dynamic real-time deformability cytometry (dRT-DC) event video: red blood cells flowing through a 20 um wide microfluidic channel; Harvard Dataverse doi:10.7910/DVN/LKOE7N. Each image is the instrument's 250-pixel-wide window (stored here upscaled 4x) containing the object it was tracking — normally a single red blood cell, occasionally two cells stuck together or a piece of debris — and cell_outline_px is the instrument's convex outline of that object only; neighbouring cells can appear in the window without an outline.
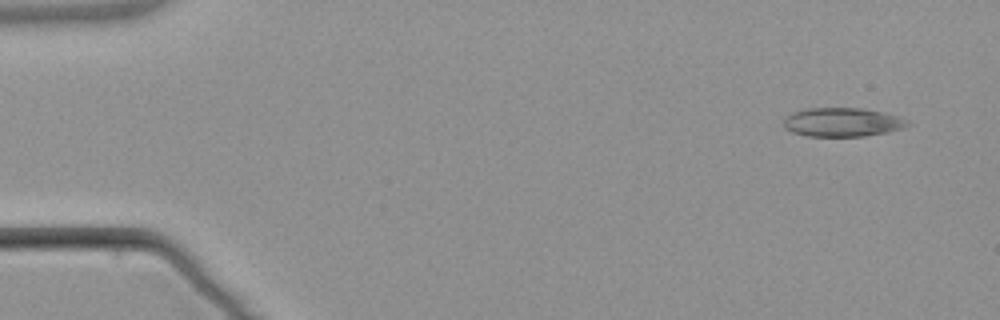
{"species": "common noctule bat (a hibernating species)", "species_latin": "Nyctalus noctula", "temperature_condition": "warm", "stored_images_in_passage": 3, "camera_frame_rate_fps": 3000, "um_per_image_px": 0.085, "animal": {"sex": "male", "body_mass_g": 21.5, "forearm_length_mm": 52.0}, "frame": {"image": 1, "passage_image": 1, "time_ms": 0.0, "image_size_px": [1000, 320], "cell_outline_px": [[912, 124], [904, 128], [888, 132], [864, 136], [808, 136], [792, 132], [784, 128], [784, 116], [788, 112], [804, 108], [864, 108], [884, 112], [900, 116], [908, 120]], "centroid_in_image_um": [71.6, 10.37], "position_along_channel_um": 13.4, "area_um2": 21.33}}